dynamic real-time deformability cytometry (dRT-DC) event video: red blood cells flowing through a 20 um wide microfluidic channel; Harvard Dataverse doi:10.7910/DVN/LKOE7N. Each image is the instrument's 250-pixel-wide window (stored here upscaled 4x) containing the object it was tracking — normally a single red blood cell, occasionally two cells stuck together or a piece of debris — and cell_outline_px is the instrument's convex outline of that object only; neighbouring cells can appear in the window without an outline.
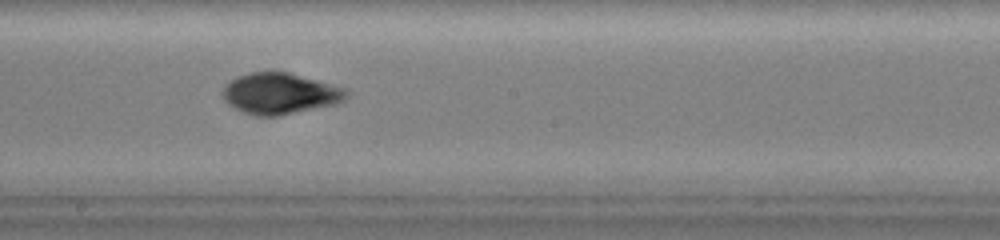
{"species": "common noctule bat (a hibernating species)", "species_latin": "Nyctalus noctula", "temperature_condition": "warm", "stored_images_in_passage": 70, "camera_frame_rate_fps": 3000, "um_per_image_px": 0.085, "animal": {"sex": "female", "body_mass_g": 19.0, "forearm_length_mm": 51.5}, "frame": {"image": 1, "passage_image": 40, "time_ms": 13.0, "image_size_px": [1000, 240], "cell_outline_px": [[348, 96], [344, 100], [336, 104], [276, 116], [252, 116], [228, 104], [224, 100], [224, 84], [236, 76], [252, 72], [276, 68], [348, 88]], "centroid_in_image_um": [23.81, 7.9], "position_along_channel_um": 224.4, "area_um2": 30.35}}
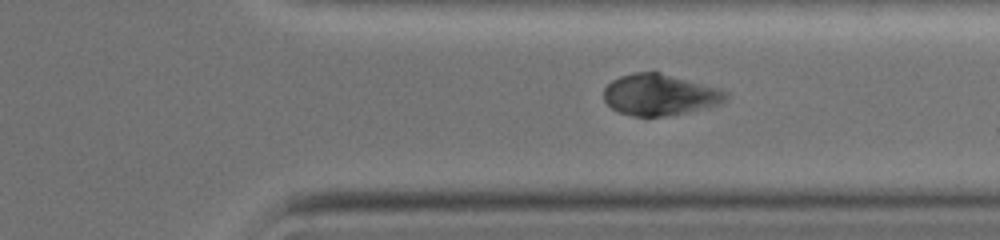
{"frame": {"image": 2, "passage_image": 54, "time_ms": 17.667, "image_size_px": [1000, 240], "cell_outline_px": [[732, 96], [728, 100], [708, 108], [688, 112], [664, 116], [632, 116], [620, 112], [612, 108], [604, 100], [604, 88], [612, 80], [620, 76], [632, 72], [660, 72], [720, 88], [728, 92]], "centroid_in_image_um": [56.13, 8.05], "position_along_channel_um": 355.3, "area_um2": 29.65}}
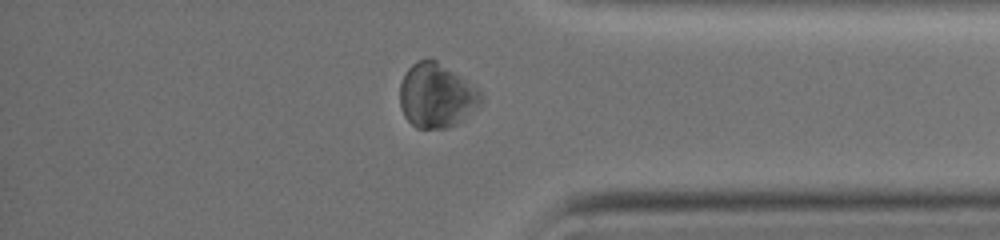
{"frame": {"image": 3, "passage_image": 59, "time_ms": 19.333, "image_size_px": [1000, 240], "cell_outline_px": [[484, 100], [464, 120], [448, 128], [416, 128], [404, 116], [400, 108], [400, 84], [408, 68], [416, 60], [428, 56], [436, 60], [480, 88], [484, 92]], "centroid_in_image_um": [37.13, 8.11], "position_along_channel_um": 398.1, "area_um2": 31.04}, "authors_computed_cell_mechanics": {"area_um2": 29.3624, "velocity_mm_per_s": 2.7995, "shape_relaxation_time_tau1_ms": 1.7838, "shape_relaxation_time_tau2_ms": 4.5268, "deformation_change_tau1": 0.0272, "deformation_change_tau2": 0.0689}}